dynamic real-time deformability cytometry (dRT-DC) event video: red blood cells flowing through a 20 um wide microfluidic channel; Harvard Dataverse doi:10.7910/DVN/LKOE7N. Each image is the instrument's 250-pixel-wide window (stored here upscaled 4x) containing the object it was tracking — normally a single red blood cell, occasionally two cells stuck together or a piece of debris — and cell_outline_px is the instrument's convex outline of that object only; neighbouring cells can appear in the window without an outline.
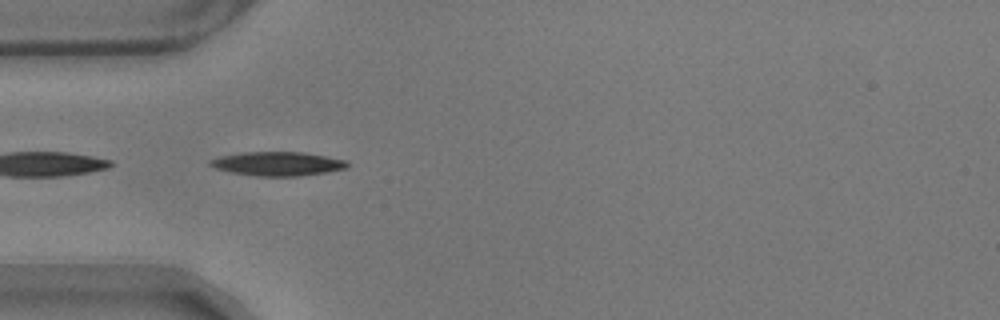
{"species": "common noctule bat (a hibernating species)", "species_latin": "Nyctalus noctula", "temperature_condition": "warm", "stored_images_in_passage": 38, "camera_frame_rate_fps": 3000, "um_per_image_px": 0.085, "animal": {"sex": "male", "body_mass_g": 17.9}, "frame": {"image": 1, "passage_image": 1, "time_ms": 0.0, "image_size_px": [1000, 320], "cell_outline_px": [[348, 168], [328, 172], [300, 176], [256, 176], [232, 172], [216, 168], [208, 164], [208, 160], [220, 156], [244, 152], [304, 152], [344, 160], [348, 164]], "centroid_in_image_um": [23.59, 13.92], "position_along_channel_um": 61.4, "area_um2": 19.07}}
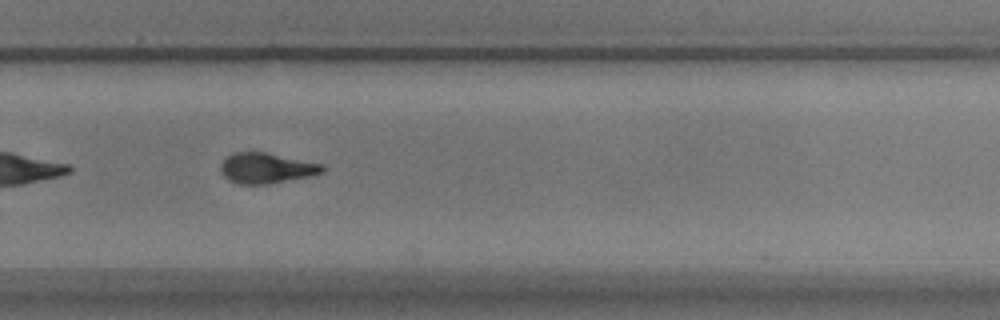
{"frame": {"image": 2, "passage_image": 22, "time_ms": 7.0, "image_size_px": [1000, 320], "cell_outline_px": [[324, 172], [308, 176], [268, 184], [240, 184], [228, 180], [220, 172], [220, 164], [228, 156], [236, 152], [264, 152], [324, 164]], "centroid_in_image_um": [22.63, 14.29], "position_along_channel_um": 307.2, "area_um2": 17.92}, "authors_computed_cell_mechanics": {"area_um2": 18.1781, "velocity_mm_per_s": 3.526, "shape_relaxation_time_tau1_ms": 4.7734, "shape_relaxation_time_tau2_ms": 3.3891, "deformation_change_tau1": 0.199, "deformation_change_tau2": 0.1062}}